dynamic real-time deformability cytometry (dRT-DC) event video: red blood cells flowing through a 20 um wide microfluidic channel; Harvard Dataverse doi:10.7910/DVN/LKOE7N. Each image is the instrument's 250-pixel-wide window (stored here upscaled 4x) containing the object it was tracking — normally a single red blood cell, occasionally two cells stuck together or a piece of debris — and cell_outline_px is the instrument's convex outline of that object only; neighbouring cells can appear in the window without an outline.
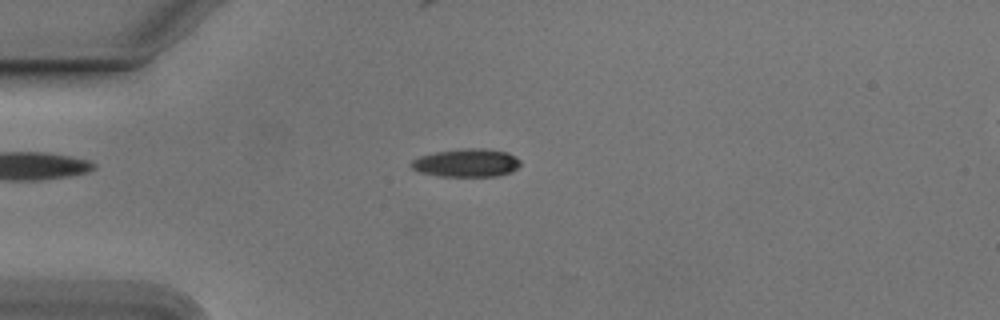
{"species": "Egyptian fruit bat (a non-hibernating species)", "species_latin": "Rousettus aegyptiacus", "temperature_condition": "cold", "stored_images_in_passage": 47, "camera_frame_rate_fps": 3000, "um_per_image_px": 0.085, "animal": {"sex": "male"}, "frame": {"image": 1, "passage_image": 11, "time_ms": 3.333, "image_size_px": [1000, 320], "cell_outline_px": [[520, 164], [512, 172], [496, 176], [436, 176], [420, 172], [412, 168], [412, 160], [420, 156], [436, 152], [464, 148], [484, 148], [508, 152], [516, 156], [520, 160]], "centroid_in_image_um": [39.68, 13.84], "position_along_channel_um": 45.3, "area_um2": 17.92}}
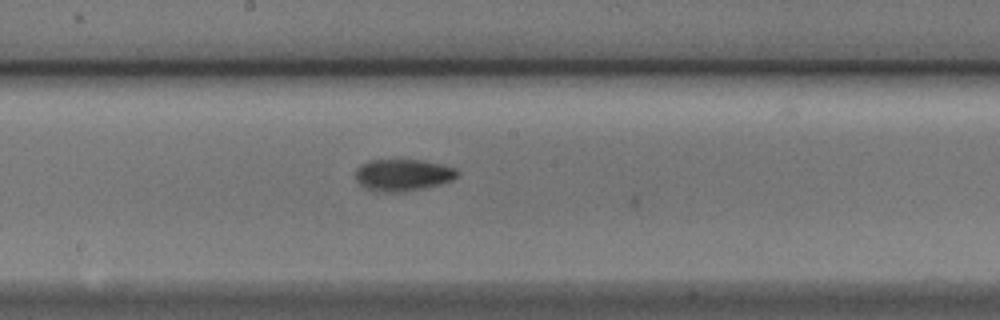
{"frame": {"image": 2, "passage_image": 26, "time_ms": 8.333, "image_size_px": [1000, 320], "cell_outline_px": [[460, 172], [452, 180], [440, 184], [424, 188], [404, 192], [380, 192], [368, 188], [360, 184], [356, 180], [356, 168], [360, 164], [368, 160], [420, 160], [440, 164], [456, 168]], "centroid_in_image_um": [34.24, 14.87], "position_along_channel_um": 214.0, "area_um2": 18.9}}
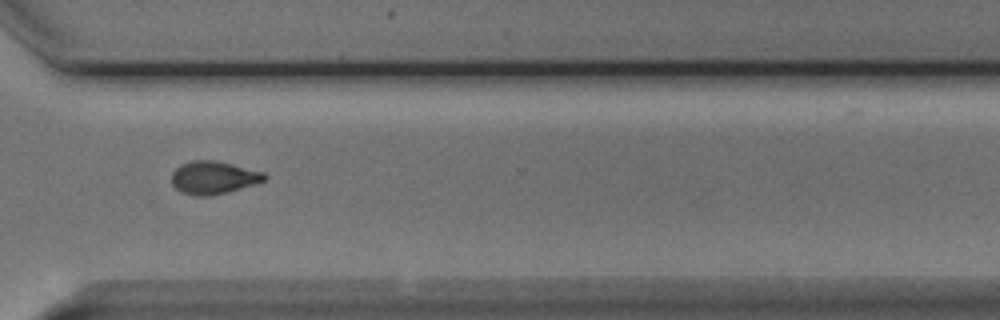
{"frame": {"image": 3, "passage_image": 37, "time_ms": 12.0, "image_size_px": [1000, 320], "cell_outline_px": [[268, 176], [264, 180], [228, 192], [208, 196], [196, 196], [180, 192], [172, 184], [172, 172], [180, 164], [192, 160], [212, 160], [232, 164], [264, 172]], "centroid_in_image_um": [18.11, 15.09], "position_along_channel_um": 352.5, "area_um2": 17.69}, "authors_computed_cell_mechanics": {"area_um2": 17.5712, "velocity_mm_per_s": 3.7762, "shape_relaxation_time_tau1_ms": 3.6649, "shape_relaxation_time_tau2_ms": 3.988, "deformation_change_tau1": 0.1557, "deformation_change_tau2": 0.0992}}